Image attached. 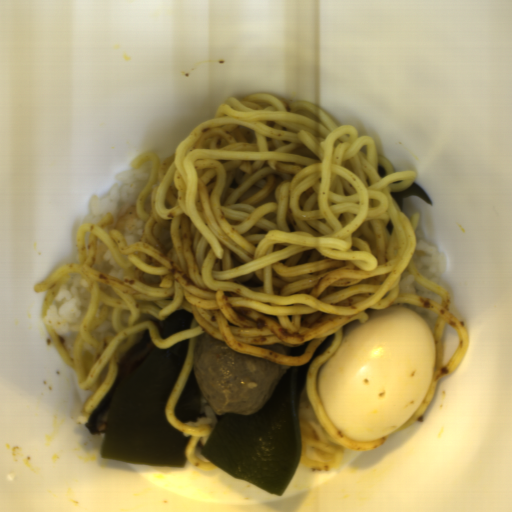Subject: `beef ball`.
I'll list each match as a JSON object with an SVG mask.
<instances>
[{
	"label": "beef ball",
	"instance_id": "c3f7d807",
	"mask_svg": "<svg viewBox=\"0 0 512 512\" xmlns=\"http://www.w3.org/2000/svg\"><path fill=\"white\" fill-rule=\"evenodd\" d=\"M191 368L200 394L217 415L243 416L267 403L289 366L251 357L204 333Z\"/></svg>",
	"mask_w": 512,
	"mask_h": 512
},
{
	"label": "beef ball",
	"instance_id": "3eea062c",
	"mask_svg": "<svg viewBox=\"0 0 512 512\" xmlns=\"http://www.w3.org/2000/svg\"><path fill=\"white\" fill-rule=\"evenodd\" d=\"M254 345H257V346H260V347H263V348H268V349H272V350H277L285 355H289L290 356V350H289V346H283V345H280V344H254Z\"/></svg>",
	"mask_w": 512,
	"mask_h": 512
}]
</instances>
